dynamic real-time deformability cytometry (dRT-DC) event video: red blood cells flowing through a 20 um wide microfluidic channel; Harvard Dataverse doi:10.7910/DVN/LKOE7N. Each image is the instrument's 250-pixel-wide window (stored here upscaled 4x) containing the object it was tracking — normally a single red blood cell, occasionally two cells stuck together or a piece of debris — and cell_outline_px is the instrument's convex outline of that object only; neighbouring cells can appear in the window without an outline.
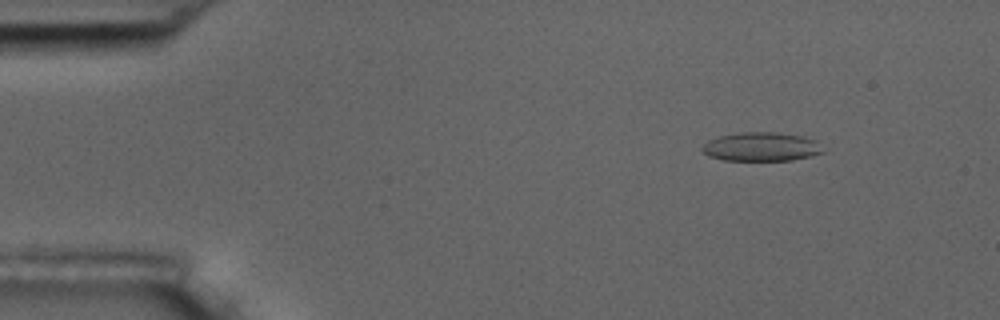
{"species": "common noctule bat (a hibernating species)", "species_latin": "Nyctalus noctula", "temperature_condition": "room temperature", "stored_images_in_passage": 5, "camera_frame_rate_fps": 3000, "um_per_image_px": 0.085, "animal": {"sex": "male", "body_mass_g": 17.5, "forearm_length_mm": 52.3}, "frame": {"image": 1, "passage_image": 2, "time_ms": 1.333, "image_size_px": [1000, 320], "cell_outline_px": [[824, 152], [792, 160], [724, 160], [708, 156], [700, 148], [708, 140], [720, 136], [740, 132], [776, 132], [800, 136], [816, 140]], "centroid_in_image_um": [64.67, 12.47], "position_along_channel_um": 20.3, "area_um2": 20.11}}
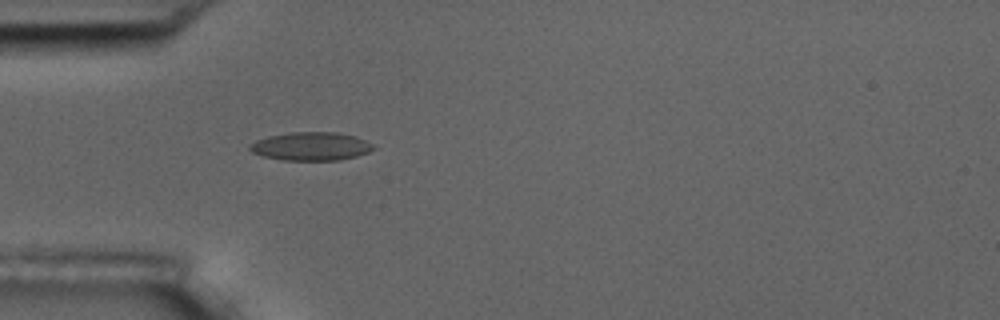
{"frame": {"image": 2, "passage_image": 5, "time_ms": 4.667, "image_size_px": [1000, 320], "cell_outline_px": [[376, 148], [368, 152], [356, 156], [340, 160], [280, 160], [264, 156], [252, 152], [248, 148], [248, 144], [256, 140], [268, 136], [292, 132], [336, 132], [356, 136], [372, 144]], "centroid_in_image_um": [26.41, 12.43], "position_along_channel_um": 58.6, "area_um2": 20.46}}